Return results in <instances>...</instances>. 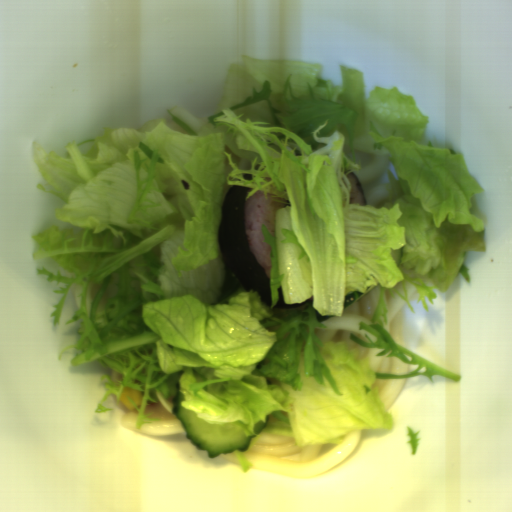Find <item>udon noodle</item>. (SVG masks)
I'll list each match as a JSON object with an SVG mask.
<instances>
[{
	"instance_id": "obj_1",
	"label": "udon noodle",
	"mask_w": 512,
	"mask_h": 512,
	"mask_svg": "<svg viewBox=\"0 0 512 512\" xmlns=\"http://www.w3.org/2000/svg\"><path fill=\"white\" fill-rule=\"evenodd\" d=\"M361 434L362 430L345 435L341 444L297 447L293 437L260 432L244 454L251 468L258 471L307 479L327 471L348 457Z\"/></svg>"
},
{
	"instance_id": "obj_2",
	"label": "udon noodle",
	"mask_w": 512,
	"mask_h": 512,
	"mask_svg": "<svg viewBox=\"0 0 512 512\" xmlns=\"http://www.w3.org/2000/svg\"><path fill=\"white\" fill-rule=\"evenodd\" d=\"M383 290L384 286L376 285L368 295L343 310L342 316H334L321 324L325 325L330 342L345 340L350 347H354L358 351L360 356L369 359L374 372L408 374L409 364L401 361L396 355H377L384 348H368L358 344L351 338V335H355L362 341L369 342L366 337L367 335L373 342H376V335L359 329V323L370 324Z\"/></svg>"
},
{
	"instance_id": "obj_3",
	"label": "udon noodle",
	"mask_w": 512,
	"mask_h": 512,
	"mask_svg": "<svg viewBox=\"0 0 512 512\" xmlns=\"http://www.w3.org/2000/svg\"><path fill=\"white\" fill-rule=\"evenodd\" d=\"M389 155L375 154L371 160L359 170H355L366 199V206H380L388 195L386 184H389Z\"/></svg>"
},
{
	"instance_id": "obj_4",
	"label": "udon noodle",
	"mask_w": 512,
	"mask_h": 512,
	"mask_svg": "<svg viewBox=\"0 0 512 512\" xmlns=\"http://www.w3.org/2000/svg\"><path fill=\"white\" fill-rule=\"evenodd\" d=\"M393 293L394 298L391 296L389 290H385L384 293L387 312V324H385L384 327L398 346L408 350V346L404 340L402 311L400 309L404 305L405 300L394 291Z\"/></svg>"
},
{
	"instance_id": "obj_5",
	"label": "udon noodle",
	"mask_w": 512,
	"mask_h": 512,
	"mask_svg": "<svg viewBox=\"0 0 512 512\" xmlns=\"http://www.w3.org/2000/svg\"><path fill=\"white\" fill-rule=\"evenodd\" d=\"M374 384L377 387L379 398L386 409L394 405L401 395L406 385V377L376 378Z\"/></svg>"
},
{
	"instance_id": "obj_6",
	"label": "udon noodle",
	"mask_w": 512,
	"mask_h": 512,
	"mask_svg": "<svg viewBox=\"0 0 512 512\" xmlns=\"http://www.w3.org/2000/svg\"><path fill=\"white\" fill-rule=\"evenodd\" d=\"M137 431L156 437H165L186 432L183 424L177 417L156 418V421H150V424L141 425Z\"/></svg>"
},
{
	"instance_id": "obj_7",
	"label": "udon noodle",
	"mask_w": 512,
	"mask_h": 512,
	"mask_svg": "<svg viewBox=\"0 0 512 512\" xmlns=\"http://www.w3.org/2000/svg\"><path fill=\"white\" fill-rule=\"evenodd\" d=\"M137 418H138L137 409L133 407V409L129 410V408H128L122 417L124 427H126L132 431H136L137 430L136 429Z\"/></svg>"
},
{
	"instance_id": "obj_8",
	"label": "udon noodle",
	"mask_w": 512,
	"mask_h": 512,
	"mask_svg": "<svg viewBox=\"0 0 512 512\" xmlns=\"http://www.w3.org/2000/svg\"><path fill=\"white\" fill-rule=\"evenodd\" d=\"M219 456L240 465L236 450L228 454H220Z\"/></svg>"
},
{
	"instance_id": "obj_9",
	"label": "udon noodle",
	"mask_w": 512,
	"mask_h": 512,
	"mask_svg": "<svg viewBox=\"0 0 512 512\" xmlns=\"http://www.w3.org/2000/svg\"><path fill=\"white\" fill-rule=\"evenodd\" d=\"M405 286H406L408 300L410 302L412 300V298L414 297L416 288L414 286H412L411 284L407 283L406 281H405Z\"/></svg>"
}]
</instances>
